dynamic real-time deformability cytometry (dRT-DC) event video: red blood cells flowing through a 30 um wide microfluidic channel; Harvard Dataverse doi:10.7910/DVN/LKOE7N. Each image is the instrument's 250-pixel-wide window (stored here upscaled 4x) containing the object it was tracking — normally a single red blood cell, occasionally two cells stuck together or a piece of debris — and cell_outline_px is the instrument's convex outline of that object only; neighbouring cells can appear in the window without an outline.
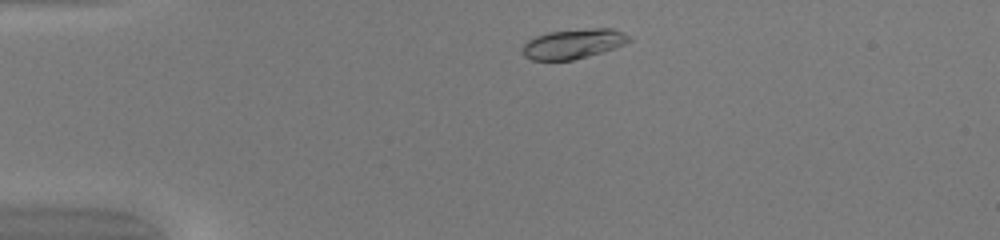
{"species": "common noctule bat (a hibernating species)", "species_latin": "Nyctalus noctula", "temperature_condition": "warm", "stored_images_in_passage": 41, "camera_frame_rate_fps": 3000, "um_per_image_px": 0.085, "animal": {"sex": "female", "body_mass_g": 20.0, "forearm_length_mm": 54.0}, "frame": {"image": 1, "passage_image": 3, "time_ms": 0.667, "image_size_px": [1000, 240], "cell_outline_px": [[632, 40], [624, 44], [588, 56], [572, 60], [532, 60], [524, 56], [520, 52], [520, 48], [528, 40], [536, 36], [548, 32], [588, 28], [612, 28], [628, 36]], "centroid_in_image_um": [48.66, 3.72], "position_along_channel_um": 36.3, "area_um2": 18.38}}
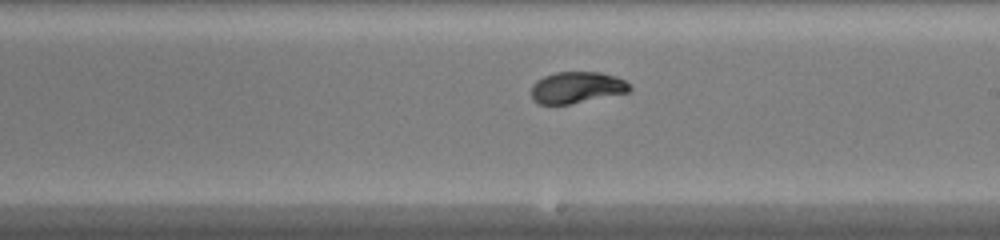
{"frame": {"image": 2, "passage_image": 21, "time_ms": 6.667, "image_size_px": [1000, 240], "cell_outline_px": [[632, 88], [628, 92], [568, 104], [540, 104], [532, 100], [532, 84], [536, 80], [544, 76], [556, 72], [600, 72], [616, 76], [632, 84]], "centroid_in_image_um": [49.03, 7.42], "position_along_channel_um": 240.0, "area_um2": 18.03}}
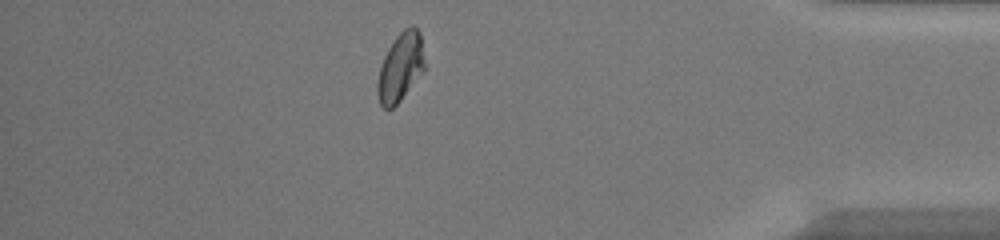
{"frame": {"image": 3, "passage_image": 35, "time_ms": 11.333, "image_size_px": [1000, 240], "cell_outline_px": [[424, 72], [400, 100], [392, 108], [384, 108], [380, 104], [376, 92], [376, 84], [380, 68], [384, 56], [388, 48], [396, 36], [404, 28], [412, 24], [420, 32], [424, 64]], "centroid_in_image_um": [34.03, 5.71], "position_along_channel_um": 401.2, "area_um2": 18.79}, "authors_computed_cell_mechanics": {"area_um2": 18.6116, "velocity_mm_per_s": 4.2046, "shape_relaxation_time_tau1_ms": 3.7477, "shape_relaxation_time_tau2_ms": null, "deformation_change_tau1": 0.1691, "deformation_change_tau2": null}}